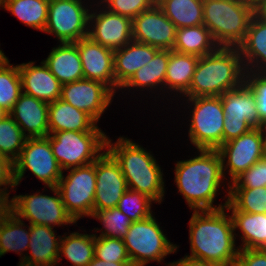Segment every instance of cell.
<instances>
[{
	"instance_id": "44",
	"label": "cell",
	"mask_w": 266,
	"mask_h": 266,
	"mask_svg": "<svg viewBox=\"0 0 266 266\" xmlns=\"http://www.w3.org/2000/svg\"><path fill=\"white\" fill-rule=\"evenodd\" d=\"M238 266H266V249H239Z\"/></svg>"
},
{
	"instance_id": "13",
	"label": "cell",
	"mask_w": 266,
	"mask_h": 266,
	"mask_svg": "<svg viewBox=\"0 0 266 266\" xmlns=\"http://www.w3.org/2000/svg\"><path fill=\"white\" fill-rule=\"evenodd\" d=\"M81 1L50 0L44 32L54 34L60 43H75L88 37L90 13Z\"/></svg>"
},
{
	"instance_id": "18",
	"label": "cell",
	"mask_w": 266,
	"mask_h": 266,
	"mask_svg": "<svg viewBox=\"0 0 266 266\" xmlns=\"http://www.w3.org/2000/svg\"><path fill=\"white\" fill-rule=\"evenodd\" d=\"M99 12L98 14L97 12L89 14V24L90 21L95 23L93 29L88 30V37L92 41L116 50L133 40L132 19L109 12L107 9H102Z\"/></svg>"
},
{
	"instance_id": "25",
	"label": "cell",
	"mask_w": 266,
	"mask_h": 266,
	"mask_svg": "<svg viewBox=\"0 0 266 266\" xmlns=\"http://www.w3.org/2000/svg\"><path fill=\"white\" fill-rule=\"evenodd\" d=\"M96 124L97 122L89 114L61 99L49 103V134L60 131H92Z\"/></svg>"
},
{
	"instance_id": "30",
	"label": "cell",
	"mask_w": 266,
	"mask_h": 266,
	"mask_svg": "<svg viewBox=\"0 0 266 266\" xmlns=\"http://www.w3.org/2000/svg\"><path fill=\"white\" fill-rule=\"evenodd\" d=\"M156 4L177 29L203 24V0H158Z\"/></svg>"
},
{
	"instance_id": "53",
	"label": "cell",
	"mask_w": 266,
	"mask_h": 266,
	"mask_svg": "<svg viewBox=\"0 0 266 266\" xmlns=\"http://www.w3.org/2000/svg\"><path fill=\"white\" fill-rule=\"evenodd\" d=\"M262 130H263V133H264L265 146H266V123L263 124Z\"/></svg>"
},
{
	"instance_id": "8",
	"label": "cell",
	"mask_w": 266,
	"mask_h": 266,
	"mask_svg": "<svg viewBox=\"0 0 266 266\" xmlns=\"http://www.w3.org/2000/svg\"><path fill=\"white\" fill-rule=\"evenodd\" d=\"M187 101L194 106L189 127L191 143L197 149H218L223 144L225 118L221 97H193Z\"/></svg>"
},
{
	"instance_id": "5",
	"label": "cell",
	"mask_w": 266,
	"mask_h": 266,
	"mask_svg": "<svg viewBox=\"0 0 266 266\" xmlns=\"http://www.w3.org/2000/svg\"><path fill=\"white\" fill-rule=\"evenodd\" d=\"M257 8L242 0H203V24L219 47H238Z\"/></svg>"
},
{
	"instance_id": "24",
	"label": "cell",
	"mask_w": 266,
	"mask_h": 266,
	"mask_svg": "<svg viewBox=\"0 0 266 266\" xmlns=\"http://www.w3.org/2000/svg\"><path fill=\"white\" fill-rule=\"evenodd\" d=\"M53 228L38 224L30 225V256L24 255L21 260L39 266H56L60 263L62 259L59 256L61 236L57 238Z\"/></svg>"
},
{
	"instance_id": "2",
	"label": "cell",
	"mask_w": 266,
	"mask_h": 266,
	"mask_svg": "<svg viewBox=\"0 0 266 266\" xmlns=\"http://www.w3.org/2000/svg\"><path fill=\"white\" fill-rule=\"evenodd\" d=\"M199 156L178 161L175 166V183L191 210H216L224 205L213 206L214 199L225 175L217 149H198Z\"/></svg>"
},
{
	"instance_id": "47",
	"label": "cell",
	"mask_w": 266,
	"mask_h": 266,
	"mask_svg": "<svg viewBox=\"0 0 266 266\" xmlns=\"http://www.w3.org/2000/svg\"><path fill=\"white\" fill-rule=\"evenodd\" d=\"M12 213V200L9 195H0V225Z\"/></svg>"
},
{
	"instance_id": "28",
	"label": "cell",
	"mask_w": 266,
	"mask_h": 266,
	"mask_svg": "<svg viewBox=\"0 0 266 266\" xmlns=\"http://www.w3.org/2000/svg\"><path fill=\"white\" fill-rule=\"evenodd\" d=\"M233 228L242 232L239 249H266V213L232 211Z\"/></svg>"
},
{
	"instance_id": "16",
	"label": "cell",
	"mask_w": 266,
	"mask_h": 266,
	"mask_svg": "<svg viewBox=\"0 0 266 266\" xmlns=\"http://www.w3.org/2000/svg\"><path fill=\"white\" fill-rule=\"evenodd\" d=\"M114 95L104 83L83 78L62 85L60 99L86 112L98 122Z\"/></svg>"
},
{
	"instance_id": "49",
	"label": "cell",
	"mask_w": 266,
	"mask_h": 266,
	"mask_svg": "<svg viewBox=\"0 0 266 266\" xmlns=\"http://www.w3.org/2000/svg\"><path fill=\"white\" fill-rule=\"evenodd\" d=\"M257 12L266 19V0L257 8Z\"/></svg>"
},
{
	"instance_id": "45",
	"label": "cell",
	"mask_w": 266,
	"mask_h": 266,
	"mask_svg": "<svg viewBox=\"0 0 266 266\" xmlns=\"http://www.w3.org/2000/svg\"><path fill=\"white\" fill-rule=\"evenodd\" d=\"M14 189V167L13 162L7 158H0V195H9L7 186ZM5 186L4 188H1Z\"/></svg>"
},
{
	"instance_id": "38",
	"label": "cell",
	"mask_w": 266,
	"mask_h": 266,
	"mask_svg": "<svg viewBox=\"0 0 266 266\" xmlns=\"http://www.w3.org/2000/svg\"><path fill=\"white\" fill-rule=\"evenodd\" d=\"M151 202H154V200L149 196L138 191L128 189L118 201L117 208L127 215L132 222H135L153 215Z\"/></svg>"
},
{
	"instance_id": "43",
	"label": "cell",
	"mask_w": 266,
	"mask_h": 266,
	"mask_svg": "<svg viewBox=\"0 0 266 266\" xmlns=\"http://www.w3.org/2000/svg\"><path fill=\"white\" fill-rule=\"evenodd\" d=\"M103 3L106 6L103 8H107L109 12L120 14L132 20L156 4L154 0H101V5Z\"/></svg>"
},
{
	"instance_id": "20",
	"label": "cell",
	"mask_w": 266,
	"mask_h": 266,
	"mask_svg": "<svg viewBox=\"0 0 266 266\" xmlns=\"http://www.w3.org/2000/svg\"><path fill=\"white\" fill-rule=\"evenodd\" d=\"M48 106L49 103L22 92L8 114L27 138H43L49 135Z\"/></svg>"
},
{
	"instance_id": "19",
	"label": "cell",
	"mask_w": 266,
	"mask_h": 266,
	"mask_svg": "<svg viewBox=\"0 0 266 266\" xmlns=\"http://www.w3.org/2000/svg\"><path fill=\"white\" fill-rule=\"evenodd\" d=\"M80 54L85 79L107 85L114 93V50L92 41L89 37L75 42Z\"/></svg>"
},
{
	"instance_id": "48",
	"label": "cell",
	"mask_w": 266,
	"mask_h": 266,
	"mask_svg": "<svg viewBox=\"0 0 266 266\" xmlns=\"http://www.w3.org/2000/svg\"><path fill=\"white\" fill-rule=\"evenodd\" d=\"M87 266H132L131 262H109L93 258Z\"/></svg>"
},
{
	"instance_id": "15",
	"label": "cell",
	"mask_w": 266,
	"mask_h": 266,
	"mask_svg": "<svg viewBox=\"0 0 266 266\" xmlns=\"http://www.w3.org/2000/svg\"><path fill=\"white\" fill-rule=\"evenodd\" d=\"M176 29L160 7L154 4L132 20V39L159 50H173Z\"/></svg>"
},
{
	"instance_id": "54",
	"label": "cell",
	"mask_w": 266,
	"mask_h": 266,
	"mask_svg": "<svg viewBox=\"0 0 266 266\" xmlns=\"http://www.w3.org/2000/svg\"><path fill=\"white\" fill-rule=\"evenodd\" d=\"M6 58L4 52H2V50H0V62L3 61Z\"/></svg>"
},
{
	"instance_id": "21",
	"label": "cell",
	"mask_w": 266,
	"mask_h": 266,
	"mask_svg": "<svg viewBox=\"0 0 266 266\" xmlns=\"http://www.w3.org/2000/svg\"><path fill=\"white\" fill-rule=\"evenodd\" d=\"M41 64L35 66L34 62H29L18 65L22 92L47 103L55 102L60 99L62 84L43 61Z\"/></svg>"
},
{
	"instance_id": "29",
	"label": "cell",
	"mask_w": 266,
	"mask_h": 266,
	"mask_svg": "<svg viewBox=\"0 0 266 266\" xmlns=\"http://www.w3.org/2000/svg\"><path fill=\"white\" fill-rule=\"evenodd\" d=\"M199 57L171 50L164 86L171 91L185 94L191 85Z\"/></svg>"
},
{
	"instance_id": "46",
	"label": "cell",
	"mask_w": 266,
	"mask_h": 266,
	"mask_svg": "<svg viewBox=\"0 0 266 266\" xmlns=\"http://www.w3.org/2000/svg\"><path fill=\"white\" fill-rule=\"evenodd\" d=\"M169 264H170L169 266H218L214 263L204 261L201 259H197V258H193L188 255H186L184 258L178 261H175Z\"/></svg>"
},
{
	"instance_id": "14",
	"label": "cell",
	"mask_w": 266,
	"mask_h": 266,
	"mask_svg": "<svg viewBox=\"0 0 266 266\" xmlns=\"http://www.w3.org/2000/svg\"><path fill=\"white\" fill-rule=\"evenodd\" d=\"M217 151L222 160V172H227L233 182L238 176L266 156L265 138L262 128H252L238 138L223 143ZM227 158L228 160L226 161ZM225 161L226 164L225 165Z\"/></svg>"
},
{
	"instance_id": "34",
	"label": "cell",
	"mask_w": 266,
	"mask_h": 266,
	"mask_svg": "<svg viewBox=\"0 0 266 266\" xmlns=\"http://www.w3.org/2000/svg\"><path fill=\"white\" fill-rule=\"evenodd\" d=\"M23 222L12 212L0 225V252L2 256L10 250L15 252L28 250L30 226L26 231Z\"/></svg>"
},
{
	"instance_id": "10",
	"label": "cell",
	"mask_w": 266,
	"mask_h": 266,
	"mask_svg": "<svg viewBox=\"0 0 266 266\" xmlns=\"http://www.w3.org/2000/svg\"><path fill=\"white\" fill-rule=\"evenodd\" d=\"M220 97L225 113L223 143L238 138L252 128L263 127L257 113L255 96L245 83L224 92Z\"/></svg>"
},
{
	"instance_id": "9",
	"label": "cell",
	"mask_w": 266,
	"mask_h": 266,
	"mask_svg": "<svg viewBox=\"0 0 266 266\" xmlns=\"http://www.w3.org/2000/svg\"><path fill=\"white\" fill-rule=\"evenodd\" d=\"M57 188L66 211L77 222L93 214L96 191V160L88 165L71 168L61 176Z\"/></svg>"
},
{
	"instance_id": "1",
	"label": "cell",
	"mask_w": 266,
	"mask_h": 266,
	"mask_svg": "<svg viewBox=\"0 0 266 266\" xmlns=\"http://www.w3.org/2000/svg\"><path fill=\"white\" fill-rule=\"evenodd\" d=\"M226 208L194 211L189 221L190 257L218 266L235 264L239 248L235 246L231 216ZM236 248V249H235Z\"/></svg>"
},
{
	"instance_id": "35",
	"label": "cell",
	"mask_w": 266,
	"mask_h": 266,
	"mask_svg": "<svg viewBox=\"0 0 266 266\" xmlns=\"http://www.w3.org/2000/svg\"><path fill=\"white\" fill-rule=\"evenodd\" d=\"M227 195L225 208L229 211L266 213V187L229 188Z\"/></svg>"
},
{
	"instance_id": "42",
	"label": "cell",
	"mask_w": 266,
	"mask_h": 266,
	"mask_svg": "<svg viewBox=\"0 0 266 266\" xmlns=\"http://www.w3.org/2000/svg\"><path fill=\"white\" fill-rule=\"evenodd\" d=\"M253 92L260 121L266 123V72H245L244 82Z\"/></svg>"
},
{
	"instance_id": "36",
	"label": "cell",
	"mask_w": 266,
	"mask_h": 266,
	"mask_svg": "<svg viewBox=\"0 0 266 266\" xmlns=\"http://www.w3.org/2000/svg\"><path fill=\"white\" fill-rule=\"evenodd\" d=\"M22 93L18 65L13 66L6 57L0 62V106L8 113Z\"/></svg>"
},
{
	"instance_id": "26",
	"label": "cell",
	"mask_w": 266,
	"mask_h": 266,
	"mask_svg": "<svg viewBox=\"0 0 266 266\" xmlns=\"http://www.w3.org/2000/svg\"><path fill=\"white\" fill-rule=\"evenodd\" d=\"M43 62L62 85L84 78L80 54L75 43H61L54 47Z\"/></svg>"
},
{
	"instance_id": "40",
	"label": "cell",
	"mask_w": 266,
	"mask_h": 266,
	"mask_svg": "<svg viewBox=\"0 0 266 266\" xmlns=\"http://www.w3.org/2000/svg\"><path fill=\"white\" fill-rule=\"evenodd\" d=\"M94 257L103 261L131 262L122 239L100 237L94 234Z\"/></svg>"
},
{
	"instance_id": "11",
	"label": "cell",
	"mask_w": 266,
	"mask_h": 266,
	"mask_svg": "<svg viewBox=\"0 0 266 266\" xmlns=\"http://www.w3.org/2000/svg\"><path fill=\"white\" fill-rule=\"evenodd\" d=\"M13 167L15 186L22 180L26 169L48 187H57L63 175L47 137L27 138L19 157L13 162Z\"/></svg>"
},
{
	"instance_id": "51",
	"label": "cell",
	"mask_w": 266,
	"mask_h": 266,
	"mask_svg": "<svg viewBox=\"0 0 266 266\" xmlns=\"http://www.w3.org/2000/svg\"><path fill=\"white\" fill-rule=\"evenodd\" d=\"M7 114L8 112L0 106V119L4 118Z\"/></svg>"
},
{
	"instance_id": "37",
	"label": "cell",
	"mask_w": 266,
	"mask_h": 266,
	"mask_svg": "<svg viewBox=\"0 0 266 266\" xmlns=\"http://www.w3.org/2000/svg\"><path fill=\"white\" fill-rule=\"evenodd\" d=\"M27 137L15 120L7 114L0 119V155L14 162L20 155Z\"/></svg>"
},
{
	"instance_id": "31",
	"label": "cell",
	"mask_w": 266,
	"mask_h": 266,
	"mask_svg": "<svg viewBox=\"0 0 266 266\" xmlns=\"http://www.w3.org/2000/svg\"><path fill=\"white\" fill-rule=\"evenodd\" d=\"M50 0H2V7L27 26L43 31L48 18Z\"/></svg>"
},
{
	"instance_id": "17",
	"label": "cell",
	"mask_w": 266,
	"mask_h": 266,
	"mask_svg": "<svg viewBox=\"0 0 266 266\" xmlns=\"http://www.w3.org/2000/svg\"><path fill=\"white\" fill-rule=\"evenodd\" d=\"M128 190L119 163L105 149L96 159V191L93 211L117 207L118 201Z\"/></svg>"
},
{
	"instance_id": "39",
	"label": "cell",
	"mask_w": 266,
	"mask_h": 266,
	"mask_svg": "<svg viewBox=\"0 0 266 266\" xmlns=\"http://www.w3.org/2000/svg\"><path fill=\"white\" fill-rule=\"evenodd\" d=\"M91 217L97 218L103 223L105 229L101 231L100 237L123 239L128 232V228L132 224L130 218L117 207L93 211Z\"/></svg>"
},
{
	"instance_id": "6",
	"label": "cell",
	"mask_w": 266,
	"mask_h": 266,
	"mask_svg": "<svg viewBox=\"0 0 266 266\" xmlns=\"http://www.w3.org/2000/svg\"><path fill=\"white\" fill-rule=\"evenodd\" d=\"M47 138L62 170L93 163L106 149L107 140L98 125L92 131L53 132Z\"/></svg>"
},
{
	"instance_id": "12",
	"label": "cell",
	"mask_w": 266,
	"mask_h": 266,
	"mask_svg": "<svg viewBox=\"0 0 266 266\" xmlns=\"http://www.w3.org/2000/svg\"><path fill=\"white\" fill-rule=\"evenodd\" d=\"M56 196L34 193L33 195H15L12 200V212L19 218L29 221L30 225H68L76 223L66 211L57 187H49ZM54 225V226H53Z\"/></svg>"
},
{
	"instance_id": "4",
	"label": "cell",
	"mask_w": 266,
	"mask_h": 266,
	"mask_svg": "<svg viewBox=\"0 0 266 266\" xmlns=\"http://www.w3.org/2000/svg\"><path fill=\"white\" fill-rule=\"evenodd\" d=\"M108 138L106 149L119 163L128 189L161 203L165 193L163 173L152 154L130 139L119 137L114 144Z\"/></svg>"
},
{
	"instance_id": "27",
	"label": "cell",
	"mask_w": 266,
	"mask_h": 266,
	"mask_svg": "<svg viewBox=\"0 0 266 266\" xmlns=\"http://www.w3.org/2000/svg\"><path fill=\"white\" fill-rule=\"evenodd\" d=\"M218 48L219 45L204 24L176 29L173 51L202 57L215 52Z\"/></svg>"
},
{
	"instance_id": "23",
	"label": "cell",
	"mask_w": 266,
	"mask_h": 266,
	"mask_svg": "<svg viewBox=\"0 0 266 266\" xmlns=\"http://www.w3.org/2000/svg\"><path fill=\"white\" fill-rule=\"evenodd\" d=\"M238 48L246 71L266 72V19L260 13L252 17Z\"/></svg>"
},
{
	"instance_id": "7",
	"label": "cell",
	"mask_w": 266,
	"mask_h": 266,
	"mask_svg": "<svg viewBox=\"0 0 266 266\" xmlns=\"http://www.w3.org/2000/svg\"><path fill=\"white\" fill-rule=\"evenodd\" d=\"M155 219L151 215L146 219L132 222L122 239L134 266H145L150 261L159 263L178 248L164 235Z\"/></svg>"
},
{
	"instance_id": "32",
	"label": "cell",
	"mask_w": 266,
	"mask_h": 266,
	"mask_svg": "<svg viewBox=\"0 0 266 266\" xmlns=\"http://www.w3.org/2000/svg\"><path fill=\"white\" fill-rule=\"evenodd\" d=\"M170 53L171 50H158L152 60L139 68L123 87L144 89V87L156 88L158 85L164 86Z\"/></svg>"
},
{
	"instance_id": "52",
	"label": "cell",
	"mask_w": 266,
	"mask_h": 266,
	"mask_svg": "<svg viewBox=\"0 0 266 266\" xmlns=\"http://www.w3.org/2000/svg\"><path fill=\"white\" fill-rule=\"evenodd\" d=\"M18 266H39L22 260Z\"/></svg>"
},
{
	"instance_id": "41",
	"label": "cell",
	"mask_w": 266,
	"mask_h": 266,
	"mask_svg": "<svg viewBox=\"0 0 266 266\" xmlns=\"http://www.w3.org/2000/svg\"><path fill=\"white\" fill-rule=\"evenodd\" d=\"M231 184L228 183V188L266 187V156L259 159L255 164L249 167Z\"/></svg>"
},
{
	"instance_id": "22",
	"label": "cell",
	"mask_w": 266,
	"mask_h": 266,
	"mask_svg": "<svg viewBox=\"0 0 266 266\" xmlns=\"http://www.w3.org/2000/svg\"><path fill=\"white\" fill-rule=\"evenodd\" d=\"M158 50L133 40L122 48L114 50L115 89H124L123 86L135 72L152 60Z\"/></svg>"
},
{
	"instance_id": "3",
	"label": "cell",
	"mask_w": 266,
	"mask_h": 266,
	"mask_svg": "<svg viewBox=\"0 0 266 266\" xmlns=\"http://www.w3.org/2000/svg\"><path fill=\"white\" fill-rule=\"evenodd\" d=\"M245 68L238 47H219L199 57L187 98L221 96L245 82Z\"/></svg>"
},
{
	"instance_id": "50",
	"label": "cell",
	"mask_w": 266,
	"mask_h": 266,
	"mask_svg": "<svg viewBox=\"0 0 266 266\" xmlns=\"http://www.w3.org/2000/svg\"><path fill=\"white\" fill-rule=\"evenodd\" d=\"M242 1L248 2L254 5L256 8H258L265 0H242Z\"/></svg>"
},
{
	"instance_id": "33",
	"label": "cell",
	"mask_w": 266,
	"mask_h": 266,
	"mask_svg": "<svg viewBox=\"0 0 266 266\" xmlns=\"http://www.w3.org/2000/svg\"><path fill=\"white\" fill-rule=\"evenodd\" d=\"M94 253V234L74 232L60 240L59 256L65 255L73 266H87L94 258Z\"/></svg>"
}]
</instances>
